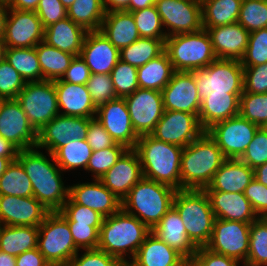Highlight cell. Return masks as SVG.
<instances>
[{
	"label": "cell",
	"mask_w": 267,
	"mask_h": 266,
	"mask_svg": "<svg viewBox=\"0 0 267 266\" xmlns=\"http://www.w3.org/2000/svg\"><path fill=\"white\" fill-rule=\"evenodd\" d=\"M44 154L37 147L19 150L17 160L32 183L33 196L49 212L60 211L69 198V186L65 187L53 154Z\"/></svg>",
	"instance_id": "6da1fadb"
},
{
	"label": "cell",
	"mask_w": 267,
	"mask_h": 266,
	"mask_svg": "<svg viewBox=\"0 0 267 266\" xmlns=\"http://www.w3.org/2000/svg\"><path fill=\"white\" fill-rule=\"evenodd\" d=\"M226 160L217 143L204 131L183 148L180 162V189L204 190Z\"/></svg>",
	"instance_id": "7a4b0ae2"
},
{
	"label": "cell",
	"mask_w": 267,
	"mask_h": 266,
	"mask_svg": "<svg viewBox=\"0 0 267 266\" xmlns=\"http://www.w3.org/2000/svg\"><path fill=\"white\" fill-rule=\"evenodd\" d=\"M150 232L137 217L121 208L115 214L104 218L99 229L97 248L121 262L127 260L126 256L132 260Z\"/></svg>",
	"instance_id": "3957f363"
},
{
	"label": "cell",
	"mask_w": 267,
	"mask_h": 266,
	"mask_svg": "<svg viewBox=\"0 0 267 266\" xmlns=\"http://www.w3.org/2000/svg\"><path fill=\"white\" fill-rule=\"evenodd\" d=\"M134 150L138 153L143 177L180 189L183 147L159 141L151 135H142Z\"/></svg>",
	"instance_id": "277c9868"
},
{
	"label": "cell",
	"mask_w": 267,
	"mask_h": 266,
	"mask_svg": "<svg viewBox=\"0 0 267 266\" xmlns=\"http://www.w3.org/2000/svg\"><path fill=\"white\" fill-rule=\"evenodd\" d=\"M177 190L143 177L122 200V209L152 230L173 206Z\"/></svg>",
	"instance_id": "5b68a950"
},
{
	"label": "cell",
	"mask_w": 267,
	"mask_h": 266,
	"mask_svg": "<svg viewBox=\"0 0 267 266\" xmlns=\"http://www.w3.org/2000/svg\"><path fill=\"white\" fill-rule=\"evenodd\" d=\"M173 207L180 214L192 243L197 248L205 247L211 238L216 219L205 190H177Z\"/></svg>",
	"instance_id": "8992f818"
},
{
	"label": "cell",
	"mask_w": 267,
	"mask_h": 266,
	"mask_svg": "<svg viewBox=\"0 0 267 266\" xmlns=\"http://www.w3.org/2000/svg\"><path fill=\"white\" fill-rule=\"evenodd\" d=\"M165 51L176 72L207 67L217 59L206 29L177 34L165 39Z\"/></svg>",
	"instance_id": "52a82bcc"
},
{
	"label": "cell",
	"mask_w": 267,
	"mask_h": 266,
	"mask_svg": "<svg viewBox=\"0 0 267 266\" xmlns=\"http://www.w3.org/2000/svg\"><path fill=\"white\" fill-rule=\"evenodd\" d=\"M194 76L201 102L210 94H242L243 66L240 60L216 59L207 67L197 68Z\"/></svg>",
	"instance_id": "ba28073f"
},
{
	"label": "cell",
	"mask_w": 267,
	"mask_h": 266,
	"mask_svg": "<svg viewBox=\"0 0 267 266\" xmlns=\"http://www.w3.org/2000/svg\"><path fill=\"white\" fill-rule=\"evenodd\" d=\"M37 248L51 266H66L80 251L67 220L58 211L49 212L39 225Z\"/></svg>",
	"instance_id": "9c48e42d"
},
{
	"label": "cell",
	"mask_w": 267,
	"mask_h": 266,
	"mask_svg": "<svg viewBox=\"0 0 267 266\" xmlns=\"http://www.w3.org/2000/svg\"><path fill=\"white\" fill-rule=\"evenodd\" d=\"M17 100L37 132L60 112L54 81L26 82Z\"/></svg>",
	"instance_id": "30bf717a"
},
{
	"label": "cell",
	"mask_w": 267,
	"mask_h": 266,
	"mask_svg": "<svg viewBox=\"0 0 267 266\" xmlns=\"http://www.w3.org/2000/svg\"><path fill=\"white\" fill-rule=\"evenodd\" d=\"M260 127L240 114L215 123L206 130L226 159H239Z\"/></svg>",
	"instance_id": "8fae6325"
},
{
	"label": "cell",
	"mask_w": 267,
	"mask_h": 266,
	"mask_svg": "<svg viewBox=\"0 0 267 266\" xmlns=\"http://www.w3.org/2000/svg\"><path fill=\"white\" fill-rule=\"evenodd\" d=\"M155 6L167 37L203 29L201 0H156Z\"/></svg>",
	"instance_id": "7c38bea8"
},
{
	"label": "cell",
	"mask_w": 267,
	"mask_h": 266,
	"mask_svg": "<svg viewBox=\"0 0 267 266\" xmlns=\"http://www.w3.org/2000/svg\"><path fill=\"white\" fill-rule=\"evenodd\" d=\"M250 227L251 223L216 218L211 238L205 247L237 259L244 266L249 251Z\"/></svg>",
	"instance_id": "4fadbf2b"
},
{
	"label": "cell",
	"mask_w": 267,
	"mask_h": 266,
	"mask_svg": "<svg viewBox=\"0 0 267 266\" xmlns=\"http://www.w3.org/2000/svg\"><path fill=\"white\" fill-rule=\"evenodd\" d=\"M124 99L136 134L150 135L164 112L162 92L138 88Z\"/></svg>",
	"instance_id": "5bb4252c"
},
{
	"label": "cell",
	"mask_w": 267,
	"mask_h": 266,
	"mask_svg": "<svg viewBox=\"0 0 267 266\" xmlns=\"http://www.w3.org/2000/svg\"><path fill=\"white\" fill-rule=\"evenodd\" d=\"M0 136L19 150L37 146L38 132L28 121L17 99H1Z\"/></svg>",
	"instance_id": "9a60e30c"
},
{
	"label": "cell",
	"mask_w": 267,
	"mask_h": 266,
	"mask_svg": "<svg viewBox=\"0 0 267 266\" xmlns=\"http://www.w3.org/2000/svg\"><path fill=\"white\" fill-rule=\"evenodd\" d=\"M203 132L198 114L164 110L161 119L150 135L159 141L184 148L195 141Z\"/></svg>",
	"instance_id": "2e32d148"
},
{
	"label": "cell",
	"mask_w": 267,
	"mask_h": 266,
	"mask_svg": "<svg viewBox=\"0 0 267 266\" xmlns=\"http://www.w3.org/2000/svg\"><path fill=\"white\" fill-rule=\"evenodd\" d=\"M44 32L42 21L35 11L9 8L3 35L7 48L35 47L44 41Z\"/></svg>",
	"instance_id": "e0dca14e"
},
{
	"label": "cell",
	"mask_w": 267,
	"mask_h": 266,
	"mask_svg": "<svg viewBox=\"0 0 267 266\" xmlns=\"http://www.w3.org/2000/svg\"><path fill=\"white\" fill-rule=\"evenodd\" d=\"M93 118L57 115L39 132L37 148L53 154L71 140L86 139L89 122Z\"/></svg>",
	"instance_id": "ac0fdd59"
},
{
	"label": "cell",
	"mask_w": 267,
	"mask_h": 266,
	"mask_svg": "<svg viewBox=\"0 0 267 266\" xmlns=\"http://www.w3.org/2000/svg\"><path fill=\"white\" fill-rule=\"evenodd\" d=\"M116 143L134 149L139 136L133 129L124 98L110 100L97 108L95 117Z\"/></svg>",
	"instance_id": "d6986e66"
},
{
	"label": "cell",
	"mask_w": 267,
	"mask_h": 266,
	"mask_svg": "<svg viewBox=\"0 0 267 266\" xmlns=\"http://www.w3.org/2000/svg\"><path fill=\"white\" fill-rule=\"evenodd\" d=\"M161 92L164 110L199 114L201 99L191 72H175Z\"/></svg>",
	"instance_id": "ffe728a7"
},
{
	"label": "cell",
	"mask_w": 267,
	"mask_h": 266,
	"mask_svg": "<svg viewBox=\"0 0 267 266\" xmlns=\"http://www.w3.org/2000/svg\"><path fill=\"white\" fill-rule=\"evenodd\" d=\"M49 211L34 197L0 196V223L39 226Z\"/></svg>",
	"instance_id": "44dd1931"
},
{
	"label": "cell",
	"mask_w": 267,
	"mask_h": 266,
	"mask_svg": "<svg viewBox=\"0 0 267 266\" xmlns=\"http://www.w3.org/2000/svg\"><path fill=\"white\" fill-rule=\"evenodd\" d=\"M142 178L143 172L138 153L134 149H128L100 180L122 201Z\"/></svg>",
	"instance_id": "7402d4cb"
},
{
	"label": "cell",
	"mask_w": 267,
	"mask_h": 266,
	"mask_svg": "<svg viewBox=\"0 0 267 266\" xmlns=\"http://www.w3.org/2000/svg\"><path fill=\"white\" fill-rule=\"evenodd\" d=\"M80 57L85 61L91 74H110L120 60V50L98 31H87Z\"/></svg>",
	"instance_id": "603a6c76"
},
{
	"label": "cell",
	"mask_w": 267,
	"mask_h": 266,
	"mask_svg": "<svg viewBox=\"0 0 267 266\" xmlns=\"http://www.w3.org/2000/svg\"><path fill=\"white\" fill-rule=\"evenodd\" d=\"M93 181L69 186V197L76 204L89 207L104 217L118 212L122 208V201L105 187L100 179Z\"/></svg>",
	"instance_id": "cb8c5ba5"
},
{
	"label": "cell",
	"mask_w": 267,
	"mask_h": 266,
	"mask_svg": "<svg viewBox=\"0 0 267 266\" xmlns=\"http://www.w3.org/2000/svg\"><path fill=\"white\" fill-rule=\"evenodd\" d=\"M204 29L209 33L218 59L241 60L243 58L250 33L240 23Z\"/></svg>",
	"instance_id": "d4e9b609"
},
{
	"label": "cell",
	"mask_w": 267,
	"mask_h": 266,
	"mask_svg": "<svg viewBox=\"0 0 267 266\" xmlns=\"http://www.w3.org/2000/svg\"><path fill=\"white\" fill-rule=\"evenodd\" d=\"M59 114L63 116L95 118L97 108L93 104L87 85L55 80ZM62 111V112H61Z\"/></svg>",
	"instance_id": "484cf974"
},
{
	"label": "cell",
	"mask_w": 267,
	"mask_h": 266,
	"mask_svg": "<svg viewBox=\"0 0 267 266\" xmlns=\"http://www.w3.org/2000/svg\"><path fill=\"white\" fill-rule=\"evenodd\" d=\"M151 231L161 241L180 253L188 262L197 251V247L187 235L180 214L173 206Z\"/></svg>",
	"instance_id": "4316f807"
},
{
	"label": "cell",
	"mask_w": 267,
	"mask_h": 266,
	"mask_svg": "<svg viewBox=\"0 0 267 266\" xmlns=\"http://www.w3.org/2000/svg\"><path fill=\"white\" fill-rule=\"evenodd\" d=\"M216 218L252 223L258 218L244 193L205 191Z\"/></svg>",
	"instance_id": "83f0119b"
},
{
	"label": "cell",
	"mask_w": 267,
	"mask_h": 266,
	"mask_svg": "<svg viewBox=\"0 0 267 266\" xmlns=\"http://www.w3.org/2000/svg\"><path fill=\"white\" fill-rule=\"evenodd\" d=\"M254 170L239 159H226L205 191L244 193L254 179Z\"/></svg>",
	"instance_id": "f1b7e54d"
},
{
	"label": "cell",
	"mask_w": 267,
	"mask_h": 266,
	"mask_svg": "<svg viewBox=\"0 0 267 266\" xmlns=\"http://www.w3.org/2000/svg\"><path fill=\"white\" fill-rule=\"evenodd\" d=\"M139 266H188L189 262L152 231L132 259Z\"/></svg>",
	"instance_id": "f546056e"
},
{
	"label": "cell",
	"mask_w": 267,
	"mask_h": 266,
	"mask_svg": "<svg viewBox=\"0 0 267 266\" xmlns=\"http://www.w3.org/2000/svg\"><path fill=\"white\" fill-rule=\"evenodd\" d=\"M87 31L66 17L45 28L44 42L61 51L79 56Z\"/></svg>",
	"instance_id": "4dcf8cb0"
},
{
	"label": "cell",
	"mask_w": 267,
	"mask_h": 266,
	"mask_svg": "<svg viewBox=\"0 0 267 266\" xmlns=\"http://www.w3.org/2000/svg\"><path fill=\"white\" fill-rule=\"evenodd\" d=\"M101 33L119 50L140 38L131 12H106L100 27Z\"/></svg>",
	"instance_id": "1f68e13d"
},
{
	"label": "cell",
	"mask_w": 267,
	"mask_h": 266,
	"mask_svg": "<svg viewBox=\"0 0 267 266\" xmlns=\"http://www.w3.org/2000/svg\"><path fill=\"white\" fill-rule=\"evenodd\" d=\"M242 94H210L201 102L198 114L200 126L204 131L215 123L239 115Z\"/></svg>",
	"instance_id": "d6a6232c"
},
{
	"label": "cell",
	"mask_w": 267,
	"mask_h": 266,
	"mask_svg": "<svg viewBox=\"0 0 267 266\" xmlns=\"http://www.w3.org/2000/svg\"><path fill=\"white\" fill-rule=\"evenodd\" d=\"M175 72L164 50L159 56L137 68L139 88L162 91Z\"/></svg>",
	"instance_id": "836d02e7"
},
{
	"label": "cell",
	"mask_w": 267,
	"mask_h": 266,
	"mask_svg": "<svg viewBox=\"0 0 267 266\" xmlns=\"http://www.w3.org/2000/svg\"><path fill=\"white\" fill-rule=\"evenodd\" d=\"M39 226L2 225L0 250L12 256L37 248Z\"/></svg>",
	"instance_id": "e575fe53"
},
{
	"label": "cell",
	"mask_w": 267,
	"mask_h": 266,
	"mask_svg": "<svg viewBox=\"0 0 267 266\" xmlns=\"http://www.w3.org/2000/svg\"><path fill=\"white\" fill-rule=\"evenodd\" d=\"M35 49L40 63L43 81L61 79L74 58L73 54L61 51L44 41L39 42L35 46Z\"/></svg>",
	"instance_id": "d590c367"
},
{
	"label": "cell",
	"mask_w": 267,
	"mask_h": 266,
	"mask_svg": "<svg viewBox=\"0 0 267 266\" xmlns=\"http://www.w3.org/2000/svg\"><path fill=\"white\" fill-rule=\"evenodd\" d=\"M203 28L236 23L242 0H201Z\"/></svg>",
	"instance_id": "8d00e7d4"
},
{
	"label": "cell",
	"mask_w": 267,
	"mask_h": 266,
	"mask_svg": "<svg viewBox=\"0 0 267 266\" xmlns=\"http://www.w3.org/2000/svg\"><path fill=\"white\" fill-rule=\"evenodd\" d=\"M5 60L22 76L25 82L43 81L35 47L6 48Z\"/></svg>",
	"instance_id": "74e56055"
},
{
	"label": "cell",
	"mask_w": 267,
	"mask_h": 266,
	"mask_svg": "<svg viewBox=\"0 0 267 266\" xmlns=\"http://www.w3.org/2000/svg\"><path fill=\"white\" fill-rule=\"evenodd\" d=\"M103 0H75L67 9V16L86 31L100 30L105 17Z\"/></svg>",
	"instance_id": "f35d334b"
},
{
	"label": "cell",
	"mask_w": 267,
	"mask_h": 266,
	"mask_svg": "<svg viewBox=\"0 0 267 266\" xmlns=\"http://www.w3.org/2000/svg\"><path fill=\"white\" fill-rule=\"evenodd\" d=\"M165 50V39L140 37L129 46L120 49V60L135 67L145 65Z\"/></svg>",
	"instance_id": "ab89813d"
},
{
	"label": "cell",
	"mask_w": 267,
	"mask_h": 266,
	"mask_svg": "<svg viewBox=\"0 0 267 266\" xmlns=\"http://www.w3.org/2000/svg\"><path fill=\"white\" fill-rule=\"evenodd\" d=\"M92 155V148L86 139L71 140L67 145L59 147L54 153V159L62 171L81 168L86 170Z\"/></svg>",
	"instance_id": "60d3db41"
},
{
	"label": "cell",
	"mask_w": 267,
	"mask_h": 266,
	"mask_svg": "<svg viewBox=\"0 0 267 266\" xmlns=\"http://www.w3.org/2000/svg\"><path fill=\"white\" fill-rule=\"evenodd\" d=\"M32 197V183L21 163L12 161L0 177V196Z\"/></svg>",
	"instance_id": "b9f144b4"
},
{
	"label": "cell",
	"mask_w": 267,
	"mask_h": 266,
	"mask_svg": "<svg viewBox=\"0 0 267 266\" xmlns=\"http://www.w3.org/2000/svg\"><path fill=\"white\" fill-rule=\"evenodd\" d=\"M244 266H267V218L258 217L251 223L249 251Z\"/></svg>",
	"instance_id": "7bdbcfd3"
},
{
	"label": "cell",
	"mask_w": 267,
	"mask_h": 266,
	"mask_svg": "<svg viewBox=\"0 0 267 266\" xmlns=\"http://www.w3.org/2000/svg\"><path fill=\"white\" fill-rule=\"evenodd\" d=\"M239 114L259 126H267V93L254 94L243 92L240 96Z\"/></svg>",
	"instance_id": "ee69618b"
},
{
	"label": "cell",
	"mask_w": 267,
	"mask_h": 266,
	"mask_svg": "<svg viewBox=\"0 0 267 266\" xmlns=\"http://www.w3.org/2000/svg\"><path fill=\"white\" fill-rule=\"evenodd\" d=\"M138 33L142 38L166 39V30L161 22L156 6L132 11Z\"/></svg>",
	"instance_id": "f6af8a7d"
},
{
	"label": "cell",
	"mask_w": 267,
	"mask_h": 266,
	"mask_svg": "<svg viewBox=\"0 0 267 266\" xmlns=\"http://www.w3.org/2000/svg\"><path fill=\"white\" fill-rule=\"evenodd\" d=\"M237 22L249 33L267 28V0H242Z\"/></svg>",
	"instance_id": "bcb514c9"
},
{
	"label": "cell",
	"mask_w": 267,
	"mask_h": 266,
	"mask_svg": "<svg viewBox=\"0 0 267 266\" xmlns=\"http://www.w3.org/2000/svg\"><path fill=\"white\" fill-rule=\"evenodd\" d=\"M127 150L125 145L116 143L103 150L92 151L85 171H91L93 179H101Z\"/></svg>",
	"instance_id": "7dc6e473"
},
{
	"label": "cell",
	"mask_w": 267,
	"mask_h": 266,
	"mask_svg": "<svg viewBox=\"0 0 267 266\" xmlns=\"http://www.w3.org/2000/svg\"><path fill=\"white\" fill-rule=\"evenodd\" d=\"M110 75L117 97L124 98L139 88L135 66L119 60Z\"/></svg>",
	"instance_id": "c3c4849f"
},
{
	"label": "cell",
	"mask_w": 267,
	"mask_h": 266,
	"mask_svg": "<svg viewBox=\"0 0 267 266\" xmlns=\"http://www.w3.org/2000/svg\"><path fill=\"white\" fill-rule=\"evenodd\" d=\"M240 61L243 67L267 63V28L250 32L246 52Z\"/></svg>",
	"instance_id": "681fc988"
},
{
	"label": "cell",
	"mask_w": 267,
	"mask_h": 266,
	"mask_svg": "<svg viewBox=\"0 0 267 266\" xmlns=\"http://www.w3.org/2000/svg\"><path fill=\"white\" fill-rule=\"evenodd\" d=\"M86 85L96 108L118 98L110 74H91Z\"/></svg>",
	"instance_id": "f907efd6"
},
{
	"label": "cell",
	"mask_w": 267,
	"mask_h": 266,
	"mask_svg": "<svg viewBox=\"0 0 267 266\" xmlns=\"http://www.w3.org/2000/svg\"><path fill=\"white\" fill-rule=\"evenodd\" d=\"M67 221L89 224L90 226H102L104 216L99 212L79 204H76L70 197L58 211Z\"/></svg>",
	"instance_id": "816d5d0a"
},
{
	"label": "cell",
	"mask_w": 267,
	"mask_h": 266,
	"mask_svg": "<svg viewBox=\"0 0 267 266\" xmlns=\"http://www.w3.org/2000/svg\"><path fill=\"white\" fill-rule=\"evenodd\" d=\"M25 84L22 76L4 59L0 63V99H17Z\"/></svg>",
	"instance_id": "f5cc1de1"
},
{
	"label": "cell",
	"mask_w": 267,
	"mask_h": 266,
	"mask_svg": "<svg viewBox=\"0 0 267 266\" xmlns=\"http://www.w3.org/2000/svg\"><path fill=\"white\" fill-rule=\"evenodd\" d=\"M240 161L246 163L253 170L267 162V129L259 128L253 140L246 148Z\"/></svg>",
	"instance_id": "db71d44e"
},
{
	"label": "cell",
	"mask_w": 267,
	"mask_h": 266,
	"mask_svg": "<svg viewBox=\"0 0 267 266\" xmlns=\"http://www.w3.org/2000/svg\"><path fill=\"white\" fill-rule=\"evenodd\" d=\"M73 241L80 250L96 249L99 242V229L101 226H90L89 224L67 221Z\"/></svg>",
	"instance_id": "11a10c76"
},
{
	"label": "cell",
	"mask_w": 267,
	"mask_h": 266,
	"mask_svg": "<svg viewBox=\"0 0 267 266\" xmlns=\"http://www.w3.org/2000/svg\"><path fill=\"white\" fill-rule=\"evenodd\" d=\"M79 252L66 264V266H121L122 262L114 256L98 248Z\"/></svg>",
	"instance_id": "9f6ffc18"
},
{
	"label": "cell",
	"mask_w": 267,
	"mask_h": 266,
	"mask_svg": "<svg viewBox=\"0 0 267 266\" xmlns=\"http://www.w3.org/2000/svg\"><path fill=\"white\" fill-rule=\"evenodd\" d=\"M243 92L261 94L267 93V63L243 67Z\"/></svg>",
	"instance_id": "6f0895ef"
},
{
	"label": "cell",
	"mask_w": 267,
	"mask_h": 266,
	"mask_svg": "<svg viewBox=\"0 0 267 266\" xmlns=\"http://www.w3.org/2000/svg\"><path fill=\"white\" fill-rule=\"evenodd\" d=\"M239 260L199 247L188 266H238Z\"/></svg>",
	"instance_id": "680465c9"
},
{
	"label": "cell",
	"mask_w": 267,
	"mask_h": 266,
	"mask_svg": "<svg viewBox=\"0 0 267 266\" xmlns=\"http://www.w3.org/2000/svg\"><path fill=\"white\" fill-rule=\"evenodd\" d=\"M35 12L42 21L44 28L68 17L67 9L60 0H40Z\"/></svg>",
	"instance_id": "91938a15"
},
{
	"label": "cell",
	"mask_w": 267,
	"mask_h": 266,
	"mask_svg": "<svg viewBox=\"0 0 267 266\" xmlns=\"http://www.w3.org/2000/svg\"><path fill=\"white\" fill-rule=\"evenodd\" d=\"M244 195L257 216L267 218V186L254 178L245 188Z\"/></svg>",
	"instance_id": "94428289"
},
{
	"label": "cell",
	"mask_w": 267,
	"mask_h": 266,
	"mask_svg": "<svg viewBox=\"0 0 267 266\" xmlns=\"http://www.w3.org/2000/svg\"><path fill=\"white\" fill-rule=\"evenodd\" d=\"M86 140L92 148V151L103 150L104 148L116 144L110 134L103 128L102 124L96 118H93L89 122Z\"/></svg>",
	"instance_id": "6125c7cd"
},
{
	"label": "cell",
	"mask_w": 267,
	"mask_h": 266,
	"mask_svg": "<svg viewBox=\"0 0 267 266\" xmlns=\"http://www.w3.org/2000/svg\"><path fill=\"white\" fill-rule=\"evenodd\" d=\"M91 75L90 69L85 61L79 56H74L69 68L62 76L61 80L72 84L86 85Z\"/></svg>",
	"instance_id": "be15d7a7"
},
{
	"label": "cell",
	"mask_w": 267,
	"mask_h": 266,
	"mask_svg": "<svg viewBox=\"0 0 267 266\" xmlns=\"http://www.w3.org/2000/svg\"><path fill=\"white\" fill-rule=\"evenodd\" d=\"M16 266H51L38 248L16 256Z\"/></svg>",
	"instance_id": "e7e4bbea"
},
{
	"label": "cell",
	"mask_w": 267,
	"mask_h": 266,
	"mask_svg": "<svg viewBox=\"0 0 267 266\" xmlns=\"http://www.w3.org/2000/svg\"><path fill=\"white\" fill-rule=\"evenodd\" d=\"M19 149L10 141L0 136V157L17 158Z\"/></svg>",
	"instance_id": "03108f58"
},
{
	"label": "cell",
	"mask_w": 267,
	"mask_h": 266,
	"mask_svg": "<svg viewBox=\"0 0 267 266\" xmlns=\"http://www.w3.org/2000/svg\"><path fill=\"white\" fill-rule=\"evenodd\" d=\"M40 0H12L8 7L17 10L36 11Z\"/></svg>",
	"instance_id": "003e7915"
},
{
	"label": "cell",
	"mask_w": 267,
	"mask_h": 266,
	"mask_svg": "<svg viewBox=\"0 0 267 266\" xmlns=\"http://www.w3.org/2000/svg\"><path fill=\"white\" fill-rule=\"evenodd\" d=\"M129 3L130 0H103L105 12L127 10Z\"/></svg>",
	"instance_id": "a7ac6f4b"
},
{
	"label": "cell",
	"mask_w": 267,
	"mask_h": 266,
	"mask_svg": "<svg viewBox=\"0 0 267 266\" xmlns=\"http://www.w3.org/2000/svg\"><path fill=\"white\" fill-rule=\"evenodd\" d=\"M156 0H130L126 11L132 12L139 9L148 8L155 5Z\"/></svg>",
	"instance_id": "89a4df30"
},
{
	"label": "cell",
	"mask_w": 267,
	"mask_h": 266,
	"mask_svg": "<svg viewBox=\"0 0 267 266\" xmlns=\"http://www.w3.org/2000/svg\"><path fill=\"white\" fill-rule=\"evenodd\" d=\"M254 177L261 184L267 186V162L254 169Z\"/></svg>",
	"instance_id": "2644e50d"
},
{
	"label": "cell",
	"mask_w": 267,
	"mask_h": 266,
	"mask_svg": "<svg viewBox=\"0 0 267 266\" xmlns=\"http://www.w3.org/2000/svg\"><path fill=\"white\" fill-rule=\"evenodd\" d=\"M9 11L8 4L1 3L0 2V37H3L5 25H6V19Z\"/></svg>",
	"instance_id": "8c879c8a"
},
{
	"label": "cell",
	"mask_w": 267,
	"mask_h": 266,
	"mask_svg": "<svg viewBox=\"0 0 267 266\" xmlns=\"http://www.w3.org/2000/svg\"><path fill=\"white\" fill-rule=\"evenodd\" d=\"M0 266H16V257L0 250Z\"/></svg>",
	"instance_id": "753ad0ef"
},
{
	"label": "cell",
	"mask_w": 267,
	"mask_h": 266,
	"mask_svg": "<svg viewBox=\"0 0 267 266\" xmlns=\"http://www.w3.org/2000/svg\"><path fill=\"white\" fill-rule=\"evenodd\" d=\"M17 158H5V157H0V177L4 174L6 171L8 165L16 160Z\"/></svg>",
	"instance_id": "34e18365"
},
{
	"label": "cell",
	"mask_w": 267,
	"mask_h": 266,
	"mask_svg": "<svg viewBox=\"0 0 267 266\" xmlns=\"http://www.w3.org/2000/svg\"><path fill=\"white\" fill-rule=\"evenodd\" d=\"M6 48L3 37H0V63L5 59Z\"/></svg>",
	"instance_id": "11e5206c"
},
{
	"label": "cell",
	"mask_w": 267,
	"mask_h": 266,
	"mask_svg": "<svg viewBox=\"0 0 267 266\" xmlns=\"http://www.w3.org/2000/svg\"><path fill=\"white\" fill-rule=\"evenodd\" d=\"M60 1L66 9H68L75 2V0H60Z\"/></svg>",
	"instance_id": "2a66077c"
},
{
	"label": "cell",
	"mask_w": 267,
	"mask_h": 266,
	"mask_svg": "<svg viewBox=\"0 0 267 266\" xmlns=\"http://www.w3.org/2000/svg\"><path fill=\"white\" fill-rule=\"evenodd\" d=\"M121 266H139L133 260H126L122 262Z\"/></svg>",
	"instance_id": "b9fcfbb0"
},
{
	"label": "cell",
	"mask_w": 267,
	"mask_h": 266,
	"mask_svg": "<svg viewBox=\"0 0 267 266\" xmlns=\"http://www.w3.org/2000/svg\"><path fill=\"white\" fill-rule=\"evenodd\" d=\"M12 0H0L1 3L9 4Z\"/></svg>",
	"instance_id": "09005b40"
}]
</instances>
